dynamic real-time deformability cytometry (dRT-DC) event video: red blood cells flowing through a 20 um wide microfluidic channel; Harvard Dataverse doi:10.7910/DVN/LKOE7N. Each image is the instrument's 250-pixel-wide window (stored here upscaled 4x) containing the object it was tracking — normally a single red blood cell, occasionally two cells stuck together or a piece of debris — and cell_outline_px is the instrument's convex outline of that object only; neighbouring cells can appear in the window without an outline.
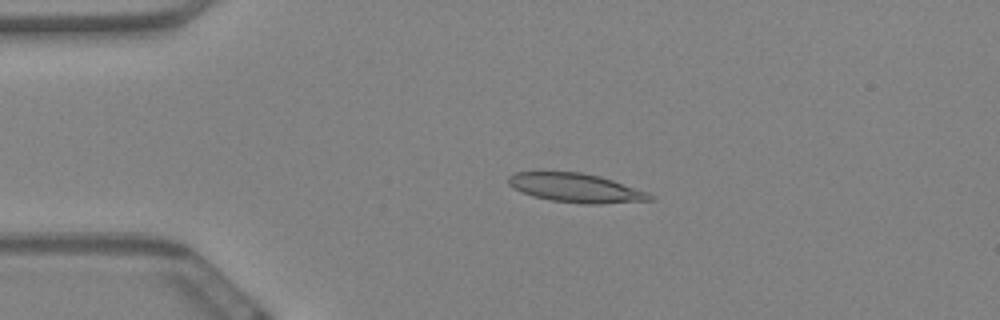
{"species": "Egyptian fruit bat (a non-hibernating species)", "species_latin": "Rousettus aegyptiacus", "temperature_condition": "warm", "stored_images_in_passage": 59, "camera_frame_rate_fps": 3000, "um_per_image_px": 0.085, "animal": {"sex": "female"}, "frame": {"image": 1, "passage_image": 13, "time_ms": 4.0, "image_size_px": [1000, 320], "cell_outline_px": [[656, 196], [652, 200], [600, 204], [580, 204], [552, 200], [532, 196], [520, 192], [512, 188], [508, 184], [508, 176], [516, 172], [580, 172], [600, 176], [648, 192]], "centroid_in_image_um": [48.94, 15.98], "position_along_channel_um": 36.1, "area_um2": 23.99}}
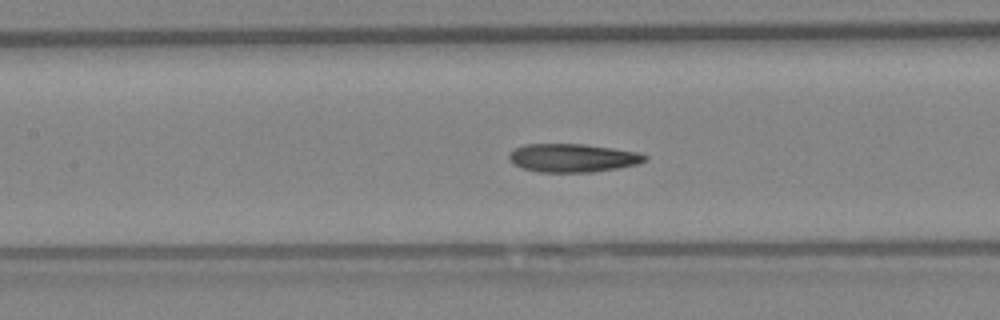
{"frame": {"image": 2, "passage_image": 27, "time_ms": 8.667, "image_size_px": [1000, 320], "cell_outline_px": [[648, 160], [636, 164], [616, 168], [592, 172], [536, 172], [524, 168], [516, 164], [508, 156], [516, 148], [524, 144], [584, 144], [640, 152], [648, 156]], "centroid_in_image_um": [48.73, 13.42], "position_along_channel_um": 158.7, "area_um2": 22.25}}
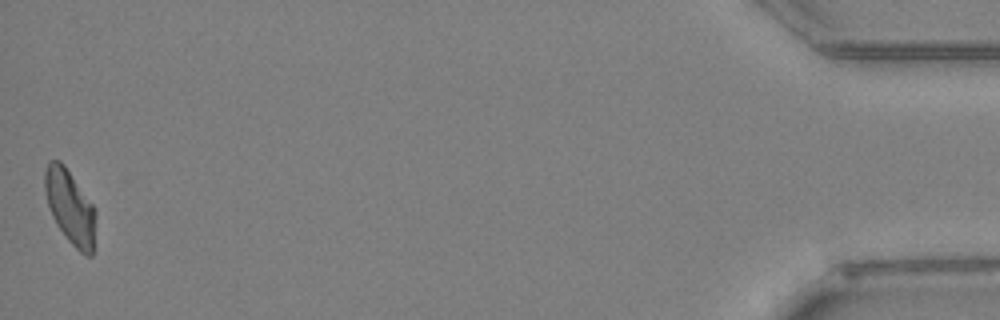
{"frame": {"image": 3, "passage_image": 59, "time_ms": 19.333, "image_size_px": [1000, 320], "cell_outline_px": [[96, 216], [92, 256], [84, 256], [68, 240], [56, 224], [52, 216], [44, 192], [44, 172], [48, 160], [60, 160], [64, 164], [96, 208]], "centroid_in_image_um": [5.96, 17.58], "position_along_channel_um": 429.2, "area_um2": 22.2}, "authors_computed_cell_mechanics": {"area_um2": 22.6576, "velocity_mm_per_s": 3.4272, "shape_relaxation_time_tau1_ms": 8.6873, "shape_relaxation_time_tau2_ms": 2.9313, "deformation_change_tau1": 0.2085, "deformation_change_tau2": 0.0999}}